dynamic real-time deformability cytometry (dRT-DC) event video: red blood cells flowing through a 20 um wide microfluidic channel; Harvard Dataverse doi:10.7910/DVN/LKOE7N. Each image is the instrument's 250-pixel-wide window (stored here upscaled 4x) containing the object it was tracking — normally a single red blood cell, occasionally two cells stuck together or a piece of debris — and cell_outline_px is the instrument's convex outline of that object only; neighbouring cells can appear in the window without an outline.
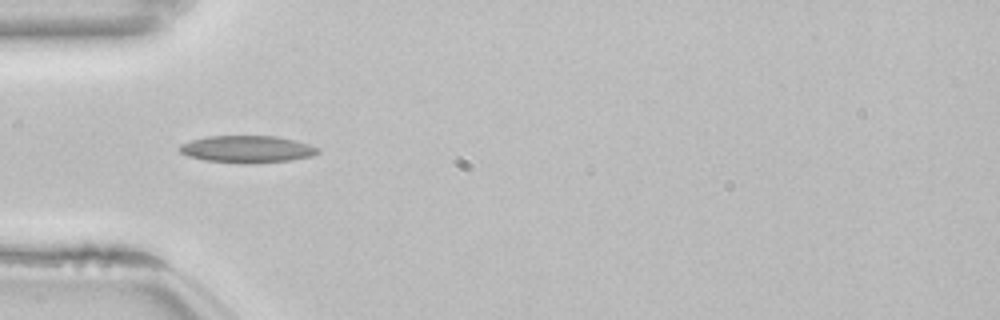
{"species": "common noctule bat (a hibernating species)", "species_latin": "Nyctalus noctula", "temperature_condition": "room temperature", "stored_images_in_passage": 37, "camera_frame_rate_fps": 3000, "um_per_image_px": 0.085, "animal": {"sex": "female", "body_mass_g": 22.7, "forearm_length_mm": 54.2}, "frame": {"image": 1, "passage_image": 1, "time_ms": 0.0, "image_size_px": [1000, 320], "cell_outline_px": [[320, 152], [312, 156], [292, 160], [248, 164], [204, 160], [188, 156], [180, 152], [176, 148], [180, 144], [192, 140], [208, 136], [276, 136], [296, 140], [320, 148]], "centroid_in_image_um": [21.01, 12.68], "position_along_channel_um": 64.0, "area_um2": 22.02}, "authors_computed_cell_mechanics": {"area_um2": 19.2474, "velocity_mm_per_s": 3.8658, "shape_relaxation_time_tau1_ms": null, "shape_relaxation_time_tau2_ms": 2.769, "deformation_change_tau1": null, "deformation_change_tau2": 0.1175}}